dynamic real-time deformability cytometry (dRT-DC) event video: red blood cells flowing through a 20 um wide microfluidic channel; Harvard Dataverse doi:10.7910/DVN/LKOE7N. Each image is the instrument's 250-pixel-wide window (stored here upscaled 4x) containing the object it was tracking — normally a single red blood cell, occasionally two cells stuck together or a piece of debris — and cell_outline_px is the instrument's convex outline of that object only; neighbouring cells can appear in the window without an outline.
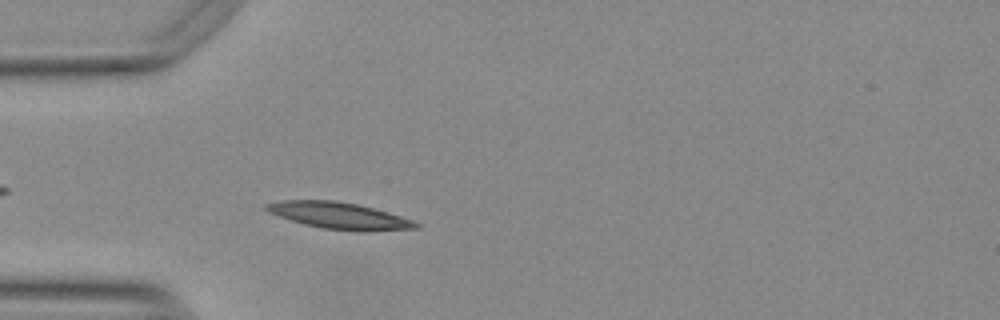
{"species": "Egyptian fruit bat (a non-hibernating species)", "species_latin": "Rousettus aegyptiacus", "temperature_condition": "warm", "stored_images_in_passage": 35, "camera_frame_rate_fps": 3000, "um_per_image_px": 0.085, "animal": {"sex": "female"}, "frame": {"image": 1, "passage_image": 1, "time_ms": 0.0, "image_size_px": [1000, 320], "cell_outline_px": [[420, 228], [324, 228], [304, 224], [268, 212], [264, 208], [264, 204], [284, 200], [336, 200], [356, 204], [388, 212], [412, 220], [420, 224]], "centroid_in_image_um": [28.69, 18.26], "position_along_channel_um": 56.3, "area_um2": 21.68}}
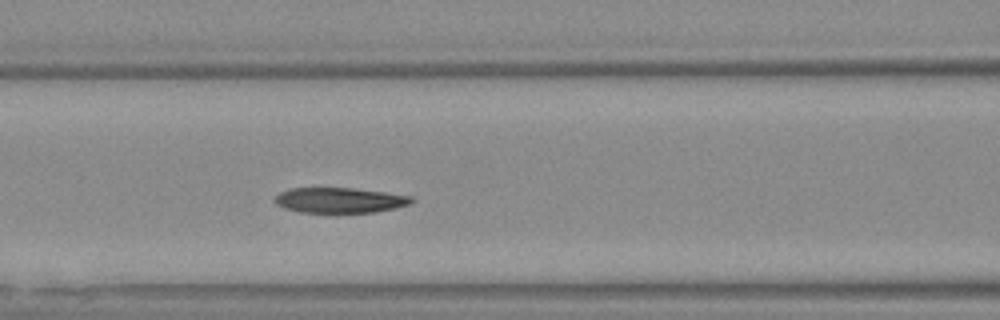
{"frame": {"image": 2, "passage_image": 8, "time_ms": 2.333, "image_size_px": [1000, 320], "cell_outline_px": [[416, 200], [408, 204], [396, 208], [376, 212], [300, 212], [284, 208], [276, 204], [272, 200], [280, 192], [288, 188], [352, 188], [384, 192], [412, 196]], "centroid_in_image_um": [28.86, 17.01], "position_along_channel_um": 137.7, "area_um2": 20.17}}
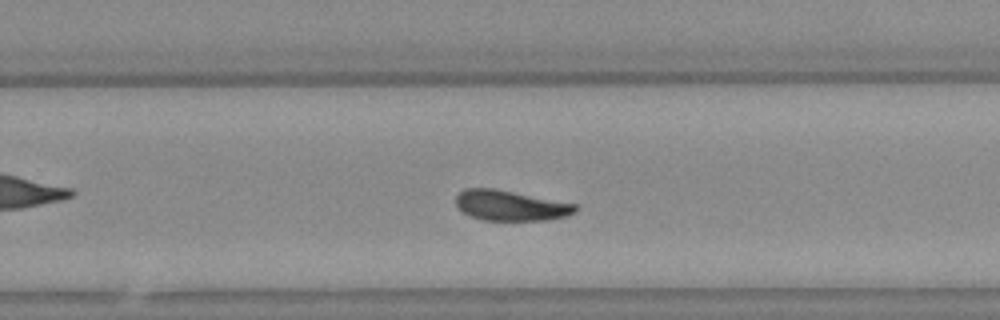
{"frame": {"image": 3, "passage_image": 20, "time_ms": 6.333, "image_size_px": [1000, 320], "cell_outline_px": [[576, 212], [568, 216], [548, 220], [480, 220], [468, 216], [456, 204], [456, 196], [464, 188], [496, 188], [576, 204]], "centroid_in_image_um": [43.39, 17.47], "position_along_channel_um": 286.4, "area_um2": 21.21}, "authors_computed_cell_mechanics": {"area_um2": 21.097, "velocity_mm_per_s": 3.7384, "shape_relaxation_time_tau1_ms": null, "shape_relaxation_time_tau2_ms": 5.4142, "deformation_change_tau1": null, "deformation_change_tau2": 0.1192}}